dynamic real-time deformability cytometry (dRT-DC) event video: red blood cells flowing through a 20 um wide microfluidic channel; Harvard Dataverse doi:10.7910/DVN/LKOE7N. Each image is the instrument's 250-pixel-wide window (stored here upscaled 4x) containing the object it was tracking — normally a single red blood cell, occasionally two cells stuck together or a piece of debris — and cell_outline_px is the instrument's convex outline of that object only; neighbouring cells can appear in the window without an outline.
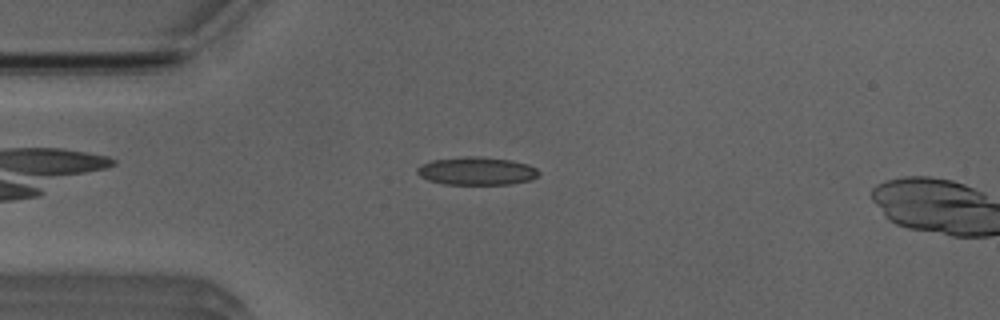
{"species": "Egyptian fruit bat (a non-hibernating species)", "species_latin": "Rousettus aegyptiacus", "temperature_condition": "room temperature", "stored_images_in_passage": 41, "camera_frame_rate_fps": 3000, "um_per_image_px": 0.085, "animal": {"sex": "male"}, "frame": {"image": 1, "passage_image": 2, "time_ms": 0.333, "image_size_px": [1000, 320], "cell_outline_px": [[540, 172], [536, 176], [528, 180], [508, 184], [444, 184], [428, 180], [420, 176], [416, 172], [416, 168], [432, 160], [464, 156], [476, 156], [512, 160], [528, 164], [536, 168]], "centroid_in_image_um": [40.49, 14.53], "position_along_channel_um": 44.5, "area_um2": 19.71}}
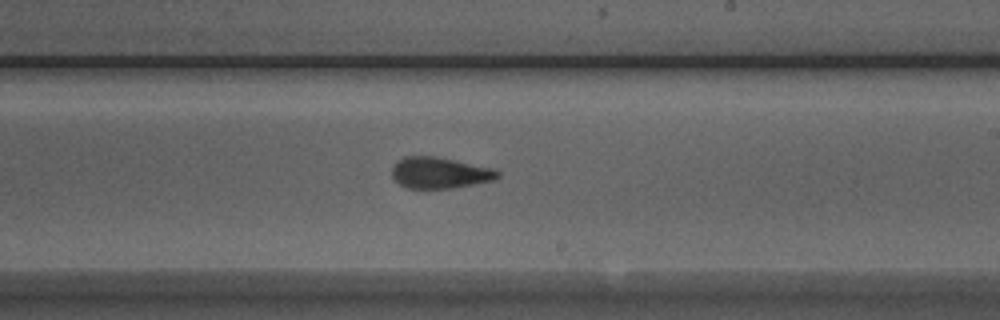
{"frame": {"image": 2, "passage_image": 19, "time_ms": 6.0, "image_size_px": [1000, 320], "cell_outline_px": [[500, 176], [496, 180], [452, 188], [408, 188], [400, 184], [392, 176], [392, 168], [404, 156], [436, 156], [492, 168], [500, 172]], "centroid_in_image_um": [37.41, 14.69], "position_along_channel_um": 251.6, "area_um2": 19.07}}
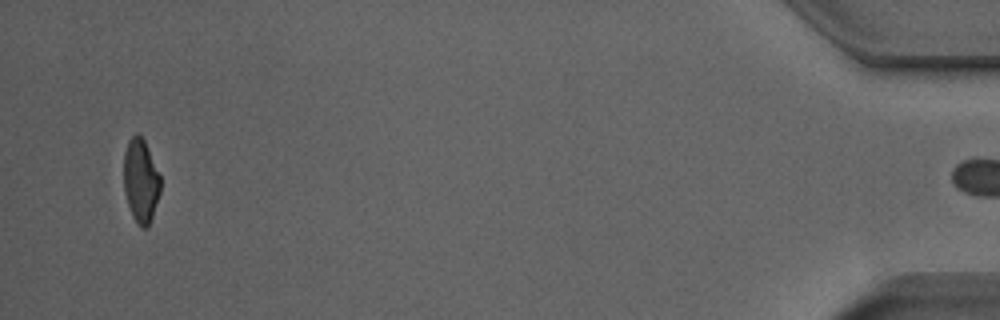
{"frame": {"image": 3, "passage_image": 39, "time_ms": 12.667, "image_size_px": [1000, 320], "cell_outline_px": [[160, 192], [148, 228], [140, 228], [132, 216], [124, 192], [124, 152], [128, 140], [136, 132], [144, 140], [160, 176]], "centroid_in_image_um": [11.95, 15.38], "position_along_channel_um": 423.3, "area_um2": 17.8}, "authors_computed_cell_mechanics": {"area_um2": 19.1318, "velocity_mm_per_s": 3.937, "shape_relaxation_time_tau1_ms": 7.6451, "shape_relaxation_time_tau2_ms": 1.378, "deformation_change_tau1": 0.1861, "deformation_change_tau2": 0.0837}}